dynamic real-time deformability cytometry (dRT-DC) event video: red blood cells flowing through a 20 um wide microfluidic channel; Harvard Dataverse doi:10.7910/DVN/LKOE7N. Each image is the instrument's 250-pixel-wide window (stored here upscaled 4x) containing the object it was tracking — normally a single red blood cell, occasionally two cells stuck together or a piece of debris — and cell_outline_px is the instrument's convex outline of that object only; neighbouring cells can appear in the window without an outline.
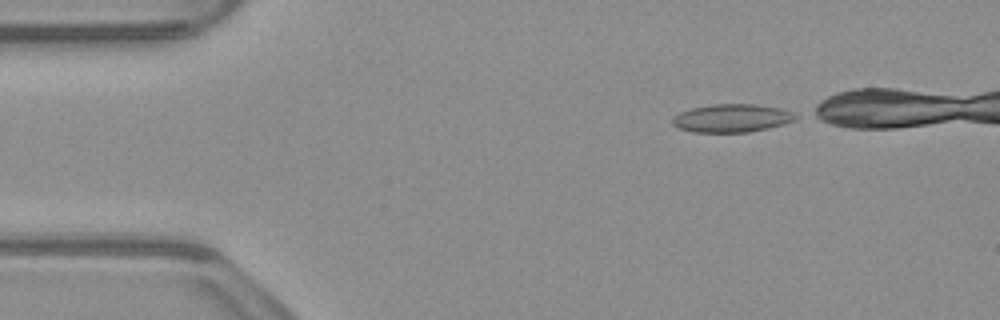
{"species": "common noctule bat (a hibernating species)", "species_latin": "Nyctalus noctula", "temperature_condition": "warm", "stored_images_in_passage": 36, "camera_frame_rate_fps": 3000, "um_per_image_px": 0.085, "animal": {"sex": "male", "body_mass_g": 23.1, "forearm_length_mm": 52.7}, "frame": {"image": 1, "passage_image": 1, "time_ms": 0.0, "image_size_px": [1000, 320], "cell_outline_px": [[800, 116], [796, 120], [784, 124], [768, 128], [748, 132], [692, 132], [680, 128], [672, 124], [672, 116], [680, 112], [692, 108], [712, 104], [756, 104], [780, 108], [792, 112]], "centroid_in_image_um": [62.23, 10.04], "position_along_channel_um": 22.8, "area_um2": 20.29}}
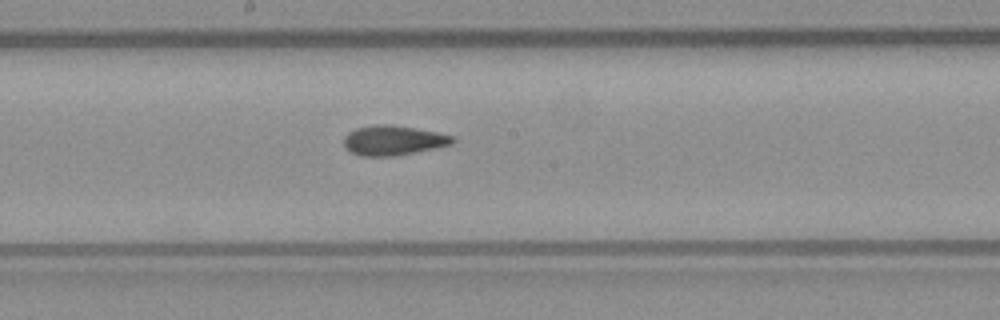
{"frame": {"image": 2, "passage_image": 21, "time_ms": 6.667, "image_size_px": [1000, 320], "cell_outline_px": [[456, 140], [452, 144], [392, 156], [360, 156], [344, 148], [344, 136], [348, 132], [356, 128], [376, 124], [392, 124], [436, 132], [452, 136]], "centroid_in_image_um": [33.37, 11.92], "position_along_channel_um": 214.8, "area_um2": 18.67}}
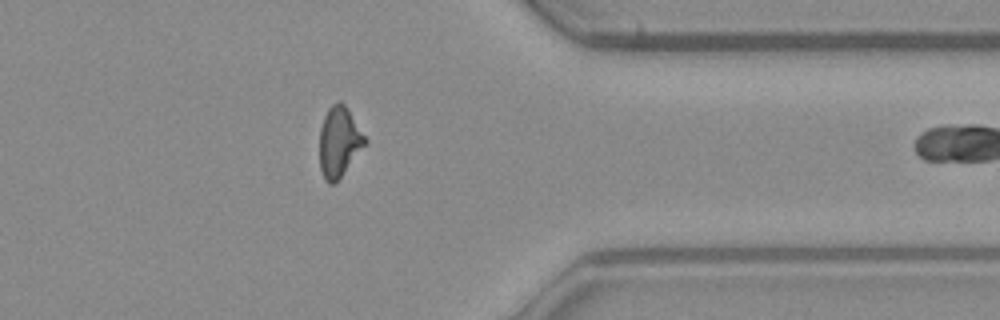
{"frame": {"image": 3, "passage_image": 35, "time_ms": 11.333, "image_size_px": [1000, 320], "cell_outline_px": [[368, 144], [336, 184], [328, 184], [324, 180], [320, 168], [320, 128], [324, 116], [328, 108], [332, 104], [340, 100], [344, 104], [368, 140]], "centroid_in_image_um": [28.85, 12.11], "position_along_channel_um": 382.6, "area_um2": 19.02}}